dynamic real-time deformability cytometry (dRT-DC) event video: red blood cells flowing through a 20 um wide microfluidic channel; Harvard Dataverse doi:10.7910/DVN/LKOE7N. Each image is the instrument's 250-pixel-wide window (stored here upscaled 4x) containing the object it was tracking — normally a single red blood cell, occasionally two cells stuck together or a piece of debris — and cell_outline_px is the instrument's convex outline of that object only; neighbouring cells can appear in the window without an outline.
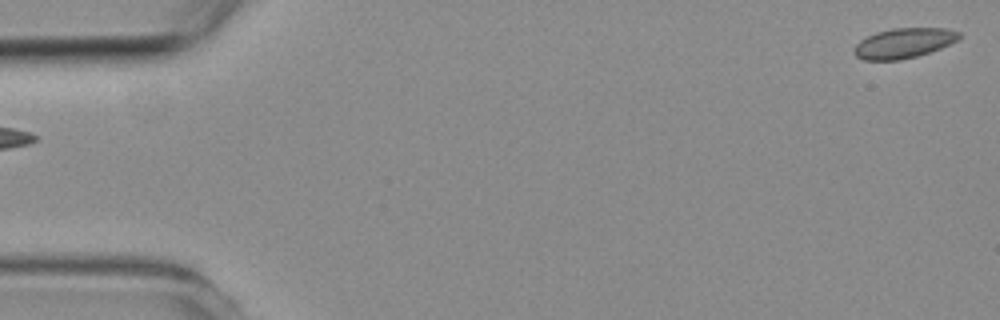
{"species": "common noctule bat (a hibernating species)", "species_latin": "Nyctalus noctula", "temperature_condition": "room temperature", "stored_images_in_passage": 3, "segment_of_instrument_passage": [2, 2], "camera_frame_rate_fps": 3000, "um_per_image_px": 0.085, "animal": {"sex": "female", "body_mass_g": 19.3, "forearm_length_mm": 54.1}, "frame": {"image": 1, "passage_image": 3, "time_ms": 2.333, "image_size_px": [1000, 320], "cell_outline_px": [[960, 36], [956, 40], [940, 48], [916, 56], [900, 60], [864, 60], [856, 56], [852, 52], [856, 44], [860, 40], [876, 32], [892, 28], [948, 28], [960, 32]], "centroid_in_image_um": [76.78, 3.66], "position_along_channel_um": 8.2, "area_um2": 18.26}}